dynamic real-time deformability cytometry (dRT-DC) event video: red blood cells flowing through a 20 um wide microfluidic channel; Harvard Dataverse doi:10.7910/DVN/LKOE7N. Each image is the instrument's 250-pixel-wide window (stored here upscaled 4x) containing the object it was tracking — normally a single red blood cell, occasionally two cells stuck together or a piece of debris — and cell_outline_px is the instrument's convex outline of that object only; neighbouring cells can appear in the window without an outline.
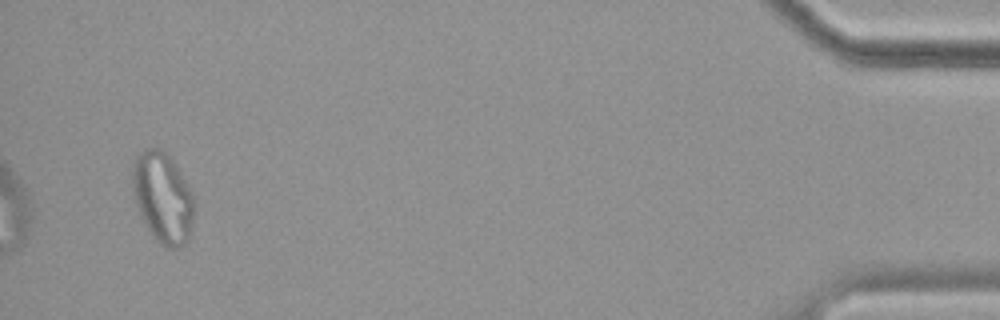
{"species": "common noctule bat (a hibernating species)", "species_latin": "Nyctalus noctula", "temperature_condition": "cold", "stored_images_in_passage": 47, "segment_of_instrument_passage": [2, 2], "camera_frame_rate_fps": 3000, "um_per_image_px": 0.085, "animal": {"sex": "female", "body_mass_g": 19.9}, "frame": {"image": 1, "passage_image": 45, "time_ms": 14.667, "image_size_px": [1000, 320], "cell_outline_px": [[192, 232], [188, 240], [184, 244], [176, 248], [168, 248], [160, 244], [152, 236], [136, 204], [132, 192], [132, 164], [136, 156], [140, 152], [148, 148], [160, 148], [168, 156], [180, 172], [192, 196]], "centroid_in_image_um": [13.8, 16.81], "position_along_channel_um": 421.4, "area_um2": 32.08}}